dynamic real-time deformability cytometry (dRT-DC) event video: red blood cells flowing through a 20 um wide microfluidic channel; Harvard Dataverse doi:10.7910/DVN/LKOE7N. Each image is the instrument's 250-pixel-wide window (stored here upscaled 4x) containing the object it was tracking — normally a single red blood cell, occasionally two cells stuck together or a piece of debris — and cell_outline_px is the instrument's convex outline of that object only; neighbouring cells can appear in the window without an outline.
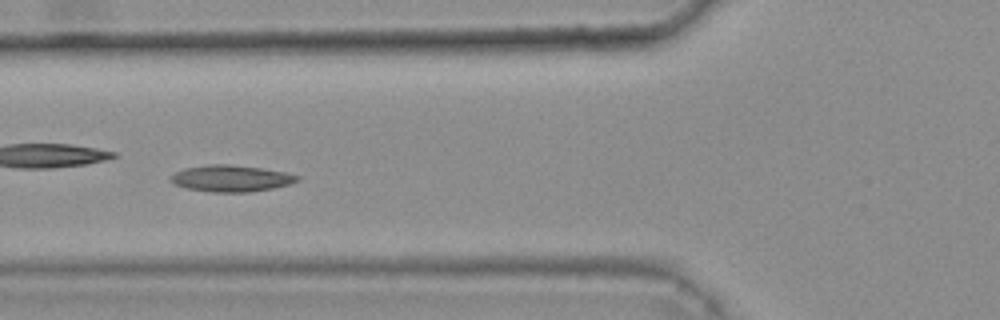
{"species": "common noctule bat (a hibernating species)", "species_latin": "Nyctalus noctula", "temperature_condition": "warm", "stored_images_in_passage": 38, "camera_frame_rate_fps": 3000, "um_per_image_px": 0.085, "animal": {"sex": "female", "body_mass_g": 25.1}, "frame": {"image": 1, "passage_image": 12, "time_ms": 3.667, "image_size_px": [1000, 320], "cell_outline_px": [[300, 180], [288, 184], [272, 188], [248, 192], [212, 192], [188, 188], [172, 184], [168, 180], [176, 172], [184, 168], [208, 164], [232, 164], [260, 168], [284, 172], [300, 176]], "centroid_in_image_um": [19.61, 15.16], "position_along_channel_um": 106.2, "area_um2": 19.48}, "authors_computed_cell_mechanics": {"area_um2": 18.2648, "velocity_mm_per_s": 3.7811, "shape_relaxation_time_tau1_ms": null, "shape_relaxation_time_tau2_ms": 8.5518, "deformation_change_tau1": null, "deformation_change_tau2": 0.1528}}